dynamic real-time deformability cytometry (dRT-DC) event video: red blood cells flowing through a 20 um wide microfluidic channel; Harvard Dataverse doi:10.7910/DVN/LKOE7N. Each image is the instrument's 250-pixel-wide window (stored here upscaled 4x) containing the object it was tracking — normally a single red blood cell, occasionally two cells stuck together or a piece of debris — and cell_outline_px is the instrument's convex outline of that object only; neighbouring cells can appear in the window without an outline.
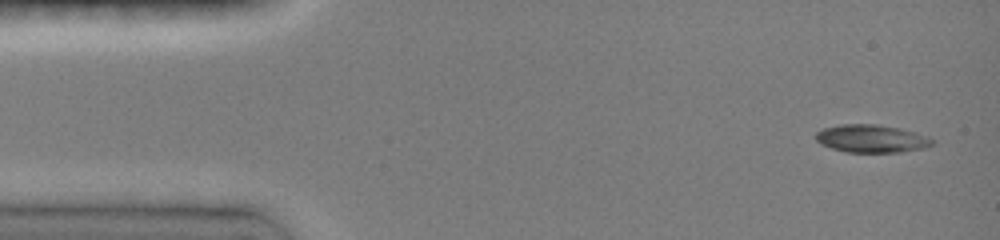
{"species": "common noctule bat (a hibernating species)", "species_latin": "Nyctalus noctula", "temperature_condition": "room temperature", "stored_images_in_passage": 45, "camera_frame_rate_fps": 3000, "um_per_image_px": 0.085, "animal": {"sex": "female", "body_mass_g": 19.0, "forearm_length_mm": 51.5}, "frame": {"image": 1, "passage_image": 1, "time_ms": 0.0, "image_size_px": [1000, 240], "cell_outline_px": [[932, 144], [924, 148], [900, 152], [848, 152], [832, 148], [820, 144], [816, 140], [816, 132], [824, 128], [844, 124], [876, 124], [896, 128], [912, 132], [932, 140]], "centroid_in_image_um": [74.0, 11.79], "position_along_channel_um": 11.0, "area_um2": 18.38}}
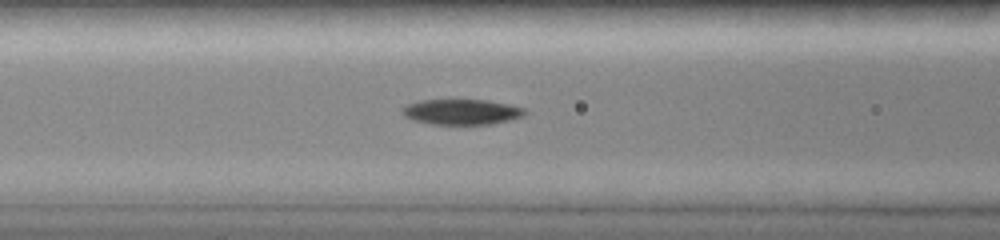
{"frame": {"image": 2, "passage_image": 17, "time_ms": 5.333, "image_size_px": [1000, 240], "cell_outline_px": [[528, 112], [524, 116], [508, 120], [488, 124], [432, 124], [412, 120], [404, 116], [400, 112], [408, 104], [420, 100], [488, 100], [508, 104], [524, 108]], "centroid_in_image_um": [39.24, 9.51], "position_along_channel_um": 127.4, "area_um2": 18.09}}
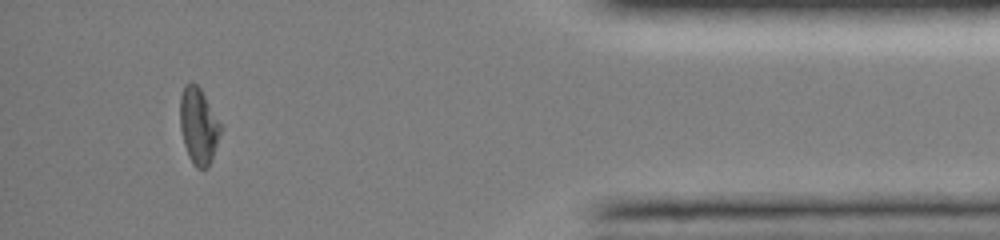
{"frame": {"image": 3, "passage_image": 41, "time_ms": 13.333, "image_size_px": [1000, 240], "cell_outline_px": [[220, 132], [212, 160], [208, 168], [196, 168], [192, 164], [188, 156], [184, 144], [180, 128], [180, 96], [184, 84], [196, 84], [200, 88], [220, 124]], "centroid_in_image_um": [16.84, 10.74], "position_along_channel_um": 418.4, "area_um2": 17.74}, "authors_computed_cell_mechanics": {"area_um2": 18.2648, "velocity_mm_per_s": 4.1219, "shape_relaxation_time_tau1_ms": 3.9518, "shape_relaxation_time_tau2_ms": null, "deformation_change_tau1": 0.1717, "deformation_change_tau2": null}}